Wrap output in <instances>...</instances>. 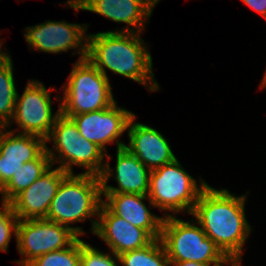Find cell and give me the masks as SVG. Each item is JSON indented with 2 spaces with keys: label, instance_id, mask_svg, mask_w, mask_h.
I'll return each mask as SVG.
<instances>
[{
  "label": "cell",
  "instance_id": "obj_1",
  "mask_svg": "<svg viewBox=\"0 0 266 266\" xmlns=\"http://www.w3.org/2000/svg\"><path fill=\"white\" fill-rule=\"evenodd\" d=\"M140 34L121 29L87 34L86 58L106 77L107 68L142 84L149 91H158L159 84L154 81L152 56Z\"/></svg>",
  "mask_w": 266,
  "mask_h": 266
},
{
  "label": "cell",
  "instance_id": "obj_2",
  "mask_svg": "<svg viewBox=\"0 0 266 266\" xmlns=\"http://www.w3.org/2000/svg\"><path fill=\"white\" fill-rule=\"evenodd\" d=\"M246 195L235 196L227 189L207 186L200 193L191 215L226 256H242L251 233L245 216Z\"/></svg>",
  "mask_w": 266,
  "mask_h": 266
},
{
  "label": "cell",
  "instance_id": "obj_3",
  "mask_svg": "<svg viewBox=\"0 0 266 266\" xmlns=\"http://www.w3.org/2000/svg\"><path fill=\"white\" fill-rule=\"evenodd\" d=\"M100 177L91 174H68L60 183L55 197L52 199L45 219L70 228L78 237L85 232L81 227H71V223L84 222L89 218L92 222L91 232L94 234L97 219L103 203Z\"/></svg>",
  "mask_w": 266,
  "mask_h": 266
},
{
  "label": "cell",
  "instance_id": "obj_4",
  "mask_svg": "<svg viewBox=\"0 0 266 266\" xmlns=\"http://www.w3.org/2000/svg\"><path fill=\"white\" fill-rule=\"evenodd\" d=\"M45 141L46 152L52 165L59 162V168L68 174H74L72 167L76 165L87 169L83 174L101 175L106 152L94 142L81 136L71 118L60 113ZM51 141H53V149L58 155L48 148L47 142Z\"/></svg>",
  "mask_w": 266,
  "mask_h": 266
},
{
  "label": "cell",
  "instance_id": "obj_5",
  "mask_svg": "<svg viewBox=\"0 0 266 266\" xmlns=\"http://www.w3.org/2000/svg\"><path fill=\"white\" fill-rule=\"evenodd\" d=\"M67 81L60 101V113L64 116L98 111L116 102L109 78L87 58L73 63Z\"/></svg>",
  "mask_w": 266,
  "mask_h": 266
},
{
  "label": "cell",
  "instance_id": "obj_6",
  "mask_svg": "<svg viewBox=\"0 0 266 266\" xmlns=\"http://www.w3.org/2000/svg\"><path fill=\"white\" fill-rule=\"evenodd\" d=\"M164 214L160 240L169 262L195 261L213 266L227 257L200 225Z\"/></svg>",
  "mask_w": 266,
  "mask_h": 266
},
{
  "label": "cell",
  "instance_id": "obj_7",
  "mask_svg": "<svg viewBox=\"0 0 266 266\" xmlns=\"http://www.w3.org/2000/svg\"><path fill=\"white\" fill-rule=\"evenodd\" d=\"M206 186L207 183L203 180L197 185L196 179L184 170L176 158L169 164L151 170L149 205L162 211L168 210L174 215L181 211L191 215L200 193Z\"/></svg>",
  "mask_w": 266,
  "mask_h": 266
},
{
  "label": "cell",
  "instance_id": "obj_8",
  "mask_svg": "<svg viewBox=\"0 0 266 266\" xmlns=\"http://www.w3.org/2000/svg\"><path fill=\"white\" fill-rule=\"evenodd\" d=\"M78 236L68 227L47 219L20 220L16 242L23 259L20 266H28L43 254L67 248Z\"/></svg>",
  "mask_w": 266,
  "mask_h": 266
},
{
  "label": "cell",
  "instance_id": "obj_9",
  "mask_svg": "<svg viewBox=\"0 0 266 266\" xmlns=\"http://www.w3.org/2000/svg\"><path fill=\"white\" fill-rule=\"evenodd\" d=\"M54 90L46 89L42 82L31 80L21 96L17 92L15 111L12 121L7 125L8 129L13 121L21 128V134H32L46 139L57 117L60 115L59 108L52 114V101L50 92Z\"/></svg>",
  "mask_w": 266,
  "mask_h": 266
},
{
  "label": "cell",
  "instance_id": "obj_10",
  "mask_svg": "<svg viewBox=\"0 0 266 266\" xmlns=\"http://www.w3.org/2000/svg\"><path fill=\"white\" fill-rule=\"evenodd\" d=\"M87 24H73L66 21H45L35 26L26 27L25 40L31 48L46 53L67 52L77 49L81 55L78 60L87 56ZM80 49V50H79Z\"/></svg>",
  "mask_w": 266,
  "mask_h": 266
},
{
  "label": "cell",
  "instance_id": "obj_11",
  "mask_svg": "<svg viewBox=\"0 0 266 266\" xmlns=\"http://www.w3.org/2000/svg\"><path fill=\"white\" fill-rule=\"evenodd\" d=\"M115 102L110 107L89 113L66 116L73 120L78 132L88 141L94 142L104 151L106 144L116 142L117 149L126 144L119 137L127 130L130 119L135 115Z\"/></svg>",
  "mask_w": 266,
  "mask_h": 266
},
{
  "label": "cell",
  "instance_id": "obj_12",
  "mask_svg": "<svg viewBox=\"0 0 266 266\" xmlns=\"http://www.w3.org/2000/svg\"><path fill=\"white\" fill-rule=\"evenodd\" d=\"M52 167L10 202L19 221L47 217L51 201L61 181L68 175L59 167Z\"/></svg>",
  "mask_w": 266,
  "mask_h": 266
},
{
  "label": "cell",
  "instance_id": "obj_13",
  "mask_svg": "<svg viewBox=\"0 0 266 266\" xmlns=\"http://www.w3.org/2000/svg\"><path fill=\"white\" fill-rule=\"evenodd\" d=\"M104 163L103 171L99 176L102 193L148 195L151 170L125 147L117 149L115 170L111 169L108 162ZM112 175H114L118 187L107 184Z\"/></svg>",
  "mask_w": 266,
  "mask_h": 266
},
{
  "label": "cell",
  "instance_id": "obj_14",
  "mask_svg": "<svg viewBox=\"0 0 266 266\" xmlns=\"http://www.w3.org/2000/svg\"><path fill=\"white\" fill-rule=\"evenodd\" d=\"M94 234L101 238L116 256L143 248L154 240L147 231L113 214L103 203Z\"/></svg>",
  "mask_w": 266,
  "mask_h": 266
},
{
  "label": "cell",
  "instance_id": "obj_15",
  "mask_svg": "<svg viewBox=\"0 0 266 266\" xmlns=\"http://www.w3.org/2000/svg\"><path fill=\"white\" fill-rule=\"evenodd\" d=\"M134 115L127 127L129 143L124 147L135 155L149 170H155L173 162L176 157L167 139L156 129L135 123Z\"/></svg>",
  "mask_w": 266,
  "mask_h": 266
},
{
  "label": "cell",
  "instance_id": "obj_16",
  "mask_svg": "<svg viewBox=\"0 0 266 266\" xmlns=\"http://www.w3.org/2000/svg\"><path fill=\"white\" fill-rule=\"evenodd\" d=\"M160 0H85L80 6L69 5V8L86 10L100 14L111 21L128 24L122 31L142 33L145 20ZM133 26L134 28H129ZM138 29V30H137Z\"/></svg>",
  "mask_w": 266,
  "mask_h": 266
},
{
  "label": "cell",
  "instance_id": "obj_17",
  "mask_svg": "<svg viewBox=\"0 0 266 266\" xmlns=\"http://www.w3.org/2000/svg\"><path fill=\"white\" fill-rule=\"evenodd\" d=\"M107 200L103 204L115 215L128 221L135 227L147 231L154 239L161 236L163 217L155 216L143 203L148 195L129 193H102ZM108 201V202H107Z\"/></svg>",
  "mask_w": 266,
  "mask_h": 266
},
{
  "label": "cell",
  "instance_id": "obj_18",
  "mask_svg": "<svg viewBox=\"0 0 266 266\" xmlns=\"http://www.w3.org/2000/svg\"><path fill=\"white\" fill-rule=\"evenodd\" d=\"M52 162L46 150L35 160L26 162L0 189L2 202L10 203L19 193L28 188L51 167Z\"/></svg>",
  "mask_w": 266,
  "mask_h": 266
},
{
  "label": "cell",
  "instance_id": "obj_19",
  "mask_svg": "<svg viewBox=\"0 0 266 266\" xmlns=\"http://www.w3.org/2000/svg\"><path fill=\"white\" fill-rule=\"evenodd\" d=\"M46 150L44 138L32 134H17L6 130L0 145V155L14 158H38Z\"/></svg>",
  "mask_w": 266,
  "mask_h": 266
},
{
  "label": "cell",
  "instance_id": "obj_20",
  "mask_svg": "<svg viewBox=\"0 0 266 266\" xmlns=\"http://www.w3.org/2000/svg\"><path fill=\"white\" fill-rule=\"evenodd\" d=\"M122 266H169L166 250L160 240L154 239L149 245L119 255Z\"/></svg>",
  "mask_w": 266,
  "mask_h": 266
},
{
  "label": "cell",
  "instance_id": "obj_21",
  "mask_svg": "<svg viewBox=\"0 0 266 266\" xmlns=\"http://www.w3.org/2000/svg\"><path fill=\"white\" fill-rule=\"evenodd\" d=\"M11 57L0 65V125L7 126L14 115L17 90Z\"/></svg>",
  "mask_w": 266,
  "mask_h": 266
},
{
  "label": "cell",
  "instance_id": "obj_22",
  "mask_svg": "<svg viewBox=\"0 0 266 266\" xmlns=\"http://www.w3.org/2000/svg\"><path fill=\"white\" fill-rule=\"evenodd\" d=\"M28 266H81V239L77 237L67 248L43 254Z\"/></svg>",
  "mask_w": 266,
  "mask_h": 266
},
{
  "label": "cell",
  "instance_id": "obj_23",
  "mask_svg": "<svg viewBox=\"0 0 266 266\" xmlns=\"http://www.w3.org/2000/svg\"><path fill=\"white\" fill-rule=\"evenodd\" d=\"M19 219L14 214L10 203H3L0 207V251L7 252L12 234H17Z\"/></svg>",
  "mask_w": 266,
  "mask_h": 266
},
{
  "label": "cell",
  "instance_id": "obj_24",
  "mask_svg": "<svg viewBox=\"0 0 266 266\" xmlns=\"http://www.w3.org/2000/svg\"><path fill=\"white\" fill-rule=\"evenodd\" d=\"M116 260L120 262L114 253H103L81 240V266H118Z\"/></svg>",
  "mask_w": 266,
  "mask_h": 266
},
{
  "label": "cell",
  "instance_id": "obj_25",
  "mask_svg": "<svg viewBox=\"0 0 266 266\" xmlns=\"http://www.w3.org/2000/svg\"><path fill=\"white\" fill-rule=\"evenodd\" d=\"M37 158H14L0 155V189L13 177V175L26 162Z\"/></svg>",
  "mask_w": 266,
  "mask_h": 266
},
{
  "label": "cell",
  "instance_id": "obj_26",
  "mask_svg": "<svg viewBox=\"0 0 266 266\" xmlns=\"http://www.w3.org/2000/svg\"><path fill=\"white\" fill-rule=\"evenodd\" d=\"M254 11L261 14L266 20V0H242Z\"/></svg>",
  "mask_w": 266,
  "mask_h": 266
},
{
  "label": "cell",
  "instance_id": "obj_27",
  "mask_svg": "<svg viewBox=\"0 0 266 266\" xmlns=\"http://www.w3.org/2000/svg\"><path fill=\"white\" fill-rule=\"evenodd\" d=\"M241 259L242 256H227L224 260L214 264L213 266H223V264H230V266H242Z\"/></svg>",
  "mask_w": 266,
  "mask_h": 266
},
{
  "label": "cell",
  "instance_id": "obj_28",
  "mask_svg": "<svg viewBox=\"0 0 266 266\" xmlns=\"http://www.w3.org/2000/svg\"><path fill=\"white\" fill-rule=\"evenodd\" d=\"M169 266H207V265L195 261H178V262H169Z\"/></svg>",
  "mask_w": 266,
  "mask_h": 266
},
{
  "label": "cell",
  "instance_id": "obj_29",
  "mask_svg": "<svg viewBox=\"0 0 266 266\" xmlns=\"http://www.w3.org/2000/svg\"><path fill=\"white\" fill-rule=\"evenodd\" d=\"M2 44L3 43H1V41H0V65L3 64L6 60H8L11 57V55L8 54L9 52L5 53L2 51V49H1Z\"/></svg>",
  "mask_w": 266,
  "mask_h": 266
},
{
  "label": "cell",
  "instance_id": "obj_30",
  "mask_svg": "<svg viewBox=\"0 0 266 266\" xmlns=\"http://www.w3.org/2000/svg\"><path fill=\"white\" fill-rule=\"evenodd\" d=\"M85 0H67L68 5H77L80 6Z\"/></svg>",
  "mask_w": 266,
  "mask_h": 266
},
{
  "label": "cell",
  "instance_id": "obj_31",
  "mask_svg": "<svg viewBox=\"0 0 266 266\" xmlns=\"http://www.w3.org/2000/svg\"><path fill=\"white\" fill-rule=\"evenodd\" d=\"M7 130V126L5 125H0V145H1V142H2V137H3V134L4 132Z\"/></svg>",
  "mask_w": 266,
  "mask_h": 266
},
{
  "label": "cell",
  "instance_id": "obj_32",
  "mask_svg": "<svg viewBox=\"0 0 266 266\" xmlns=\"http://www.w3.org/2000/svg\"><path fill=\"white\" fill-rule=\"evenodd\" d=\"M265 87H266V71H265L264 77L261 81L260 89L265 88Z\"/></svg>",
  "mask_w": 266,
  "mask_h": 266
}]
</instances>
